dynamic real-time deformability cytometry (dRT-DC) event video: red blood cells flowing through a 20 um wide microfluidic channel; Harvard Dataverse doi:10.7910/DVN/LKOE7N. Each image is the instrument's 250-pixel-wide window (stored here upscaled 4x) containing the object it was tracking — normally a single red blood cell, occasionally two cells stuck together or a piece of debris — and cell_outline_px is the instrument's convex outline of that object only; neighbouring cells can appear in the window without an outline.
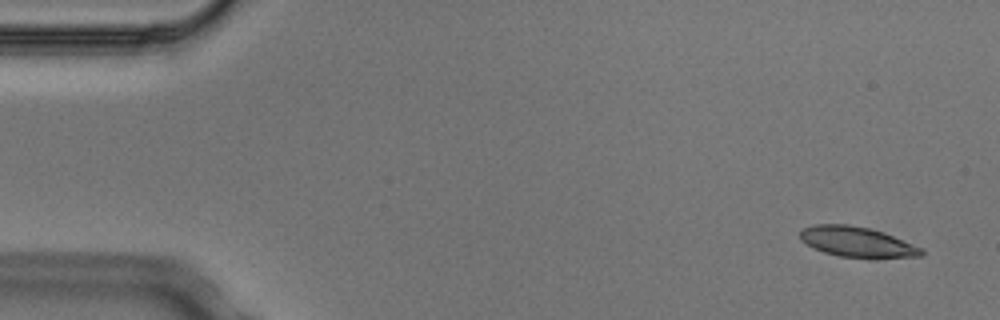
{"species": "Egyptian fruit bat (a non-hibernating species)", "species_latin": "Rousettus aegyptiacus", "temperature_condition": "cold", "stored_images_in_passage": 4, "camera_frame_rate_fps": 3000, "um_per_image_px": 0.085, "animal": {"sex": "male"}, "frame": {"image": 1, "passage_image": 1, "time_ms": 0.0, "image_size_px": [1000, 320], "cell_outline_px": [[924, 256], [868, 260], [840, 256], [824, 252], [812, 248], [800, 240], [800, 232], [804, 228], [816, 224], [848, 224], [868, 228], [884, 232], [924, 248]], "centroid_in_image_um": [72.92, 20.6], "position_along_channel_um": 12.1, "area_um2": 22.14}}
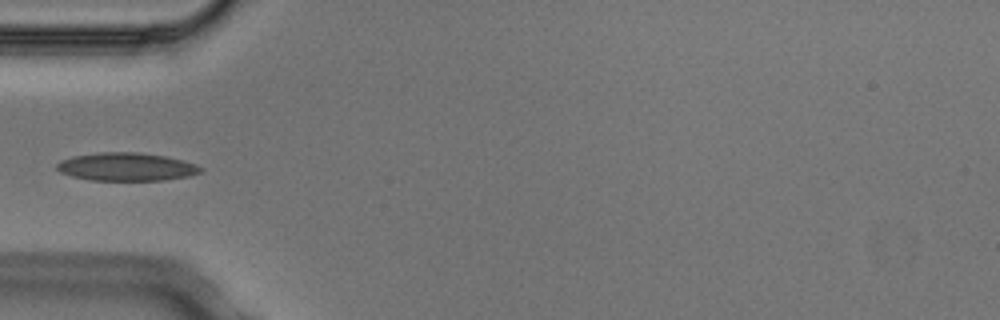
{"frame": {"image": 2, "passage_image": 4, "time_ms": 1.0, "image_size_px": [1000, 320], "cell_outline_px": [[204, 168], [200, 172], [188, 176], [164, 180], [88, 180], [72, 176], [60, 172], [56, 168], [56, 164], [60, 160], [72, 156], [100, 152], [136, 152], [164, 156], [184, 160], [196, 164]], "centroid_in_image_um": [10.73, 14.17], "position_along_channel_um": 74.3, "area_um2": 23.58}}